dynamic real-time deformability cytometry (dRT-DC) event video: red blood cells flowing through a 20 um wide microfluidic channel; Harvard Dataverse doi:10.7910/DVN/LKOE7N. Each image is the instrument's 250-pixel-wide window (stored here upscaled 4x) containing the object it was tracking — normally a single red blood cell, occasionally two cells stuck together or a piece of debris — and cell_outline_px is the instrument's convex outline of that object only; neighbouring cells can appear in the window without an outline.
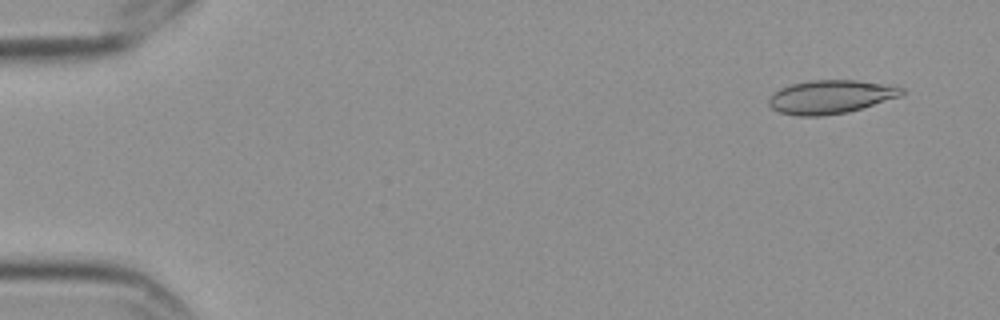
{"species": "Egyptian fruit bat (a non-hibernating species)", "species_latin": "Rousettus aegyptiacus", "temperature_condition": "cold", "stored_images_in_passage": 6, "camera_frame_rate_fps": 3000, "um_per_image_px": 0.085, "frame": {"image": 1, "passage_image": 1, "time_ms": 0.0, "image_size_px": [1000, 320], "cell_outline_px": [[904, 92], [900, 96], [848, 112], [820, 116], [796, 116], [780, 112], [772, 108], [768, 104], [768, 100], [780, 88], [792, 84], [808, 80], [856, 80], [904, 88]], "centroid_in_image_um": [70.56, 8.24], "position_along_channel_um": 14.4, "area_um2": 25.61}}
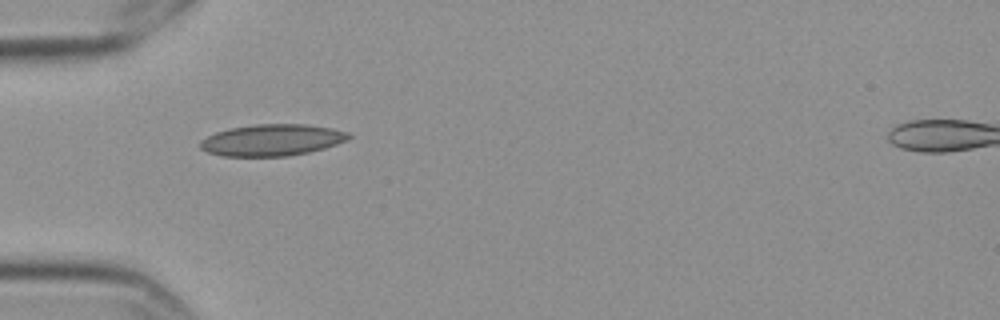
{"frame": {"image": 2, "passage_image": 5, "time_ms": 1.333, "image_size_px": [1000, 320], "cell_outline_px": [[352, 136], [348, 140], [324, 148], [308, 152], [288, 156], [220, 156], [208, 152], [200, 148], [200, 140], [216, 132], [228, 128], [256, 124], [308, 124], [332, 128], [348, 132]], "centroid_in_image_um": [23.12, 11.9], "position_along_channel_um": 61.9, "area_um2": 27.4}}
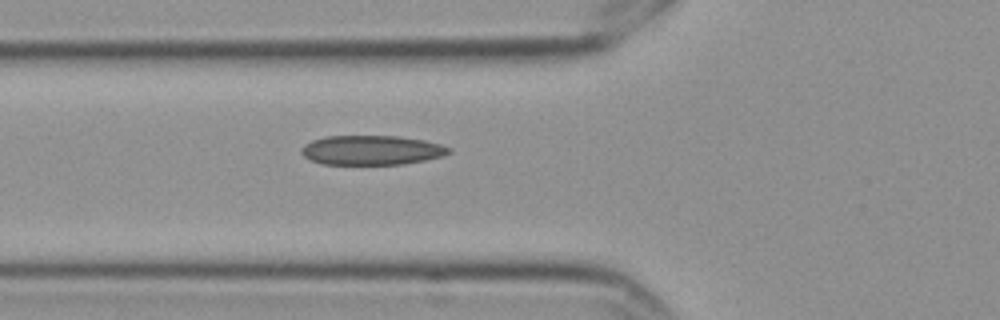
{"frame": {"image": 3, "passage_image": 6, "time_ms": 1.667, "image_size_px": [1000, 320], "cell_outline_px": [[452, 152], [444, 156], [404, 164], [320, 164], [308, 160], [300, 152], [300, 148], [304, 144], [312, 140], [324, 136], [396, 136], [424, 140], [440, 144], [452, 148]], "centroid_in_image_um": [31.56, 12.76], "position_along_channel_um": 94.2, "area_um2": 25.61}}